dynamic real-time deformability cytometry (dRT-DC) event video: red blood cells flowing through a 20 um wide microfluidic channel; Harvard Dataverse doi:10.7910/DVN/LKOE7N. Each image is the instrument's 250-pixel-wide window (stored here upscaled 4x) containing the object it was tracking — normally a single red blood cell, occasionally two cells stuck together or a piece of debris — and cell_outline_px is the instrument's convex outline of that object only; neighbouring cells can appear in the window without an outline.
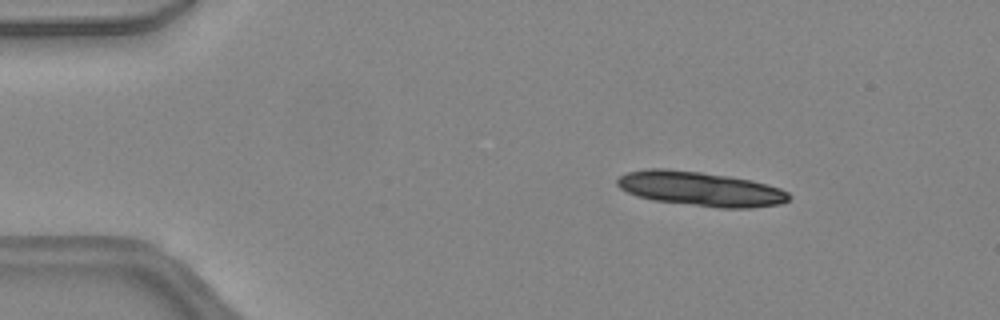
{"species": "common noctule bat (a hibernating species)", "species_latin": "Nyctalus noctula", "temperature_condition": "warm", "stored_images_in_passage": 21, "camera_frame_rate_fps": 3000, "um_per_image_px": 0.085, "animal": {"sex": "female", "body_mass_g": 24.6, "forearm_length_mm": 56.2}, "frame": {"image": 1, "passage_image": 7, "time_ms": 2.0, "image_size_px": [1000, 320], "cell_outline_px": [[792, 196], [788, 200], [780, 204], [752, 208], [720, 208], [652, 200], [636, 196], [620, 188], [616, 184], [616, 180], [620, 176], [628, 172], [648, 168], [668, 168], [700, 172], [728, 176], [752, 180], [780, 188], [788, 192]], "centroid_in_image_um": [59.53, 16.05], "position_along_channel_um": 25.5, "area_um2": 34.62}}